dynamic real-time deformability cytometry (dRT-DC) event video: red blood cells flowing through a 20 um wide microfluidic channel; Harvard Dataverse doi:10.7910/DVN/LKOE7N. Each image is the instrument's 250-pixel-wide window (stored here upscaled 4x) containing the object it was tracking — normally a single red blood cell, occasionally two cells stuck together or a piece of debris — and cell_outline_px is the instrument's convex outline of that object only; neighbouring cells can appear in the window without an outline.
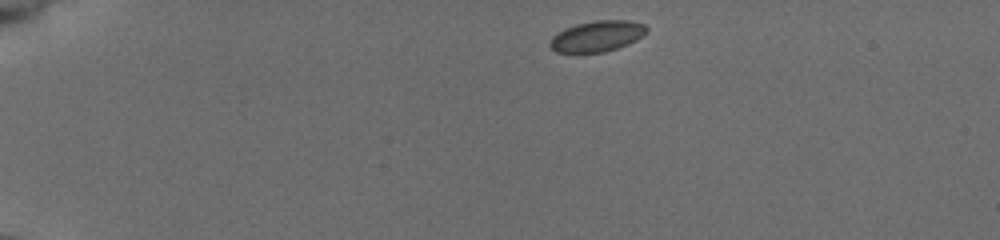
{"species": "common noctule bat (a hibernating species)", "species_latin": "Nyctalus noctula", "temperature_condition": "cold", "stored_images_in_passage": 44, "camera_frame_rate_fps": 3000, "um_per_image_px": 0.085, "animal": {"sex": "female", "body_mass_g": 19.5, "forearm_length_mm": 54.1}, "frame": {"image": 1, "passage_image": 1, "time_ms": 0.0, "image_size_px": [1000, 240], "cell_outline_px": [[648, 32], [636, 40], [628, 44], [604, 52], [556, 52], [548, 44], [552, 36], [564, 28], [576, 24], [596, 20], [628, 20], [644, 24], [648, 28]], "centroid_in_image_um": [50.76, 3.06], "position_along_channel_um": 34.2, "area_um2": 17.4}}
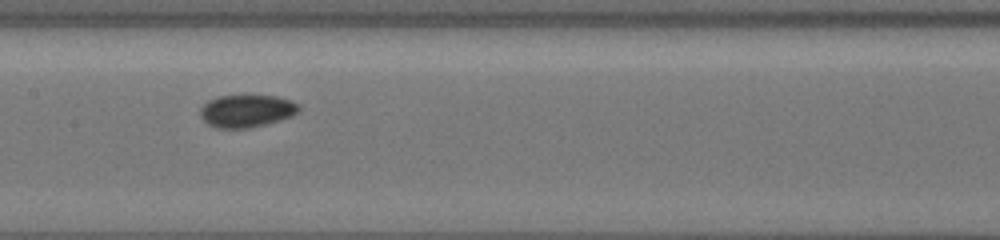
{"frame": {"image": 2, "passage_image": 19, "time_ms": 6.0, "image_size_px": [1000, 240], "cell_outline_px": [[300, 112], [292, 116], [280, 120], [264, 124], [244, 128], [220, 128], [208, 124], [200, 116], [200, 108], [208, 100], [220, 96], [276, 96], [292, 100], [300, 104]], "centroid_in_image_um": [21.0, 9.42], "position_along_channel_um": 186.4, "area_um2": 18.61}}
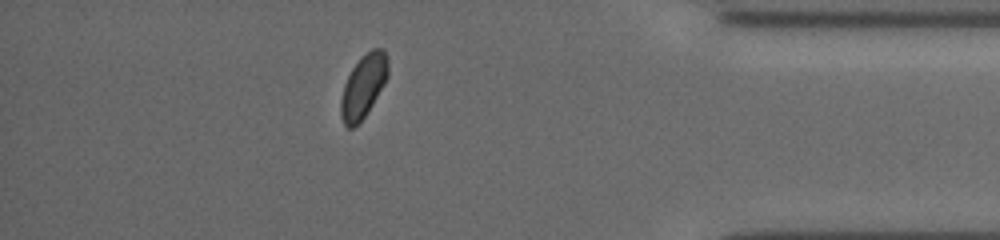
{"frame": {"image": 3, "passage_image": 38, "time_ms": 12.333, "image_size_px": [1000, 240], "cell_outline_px": [[388, 76], [384, 84], [372, 104], [364, 116], [352, 128], [348, 128], [344, 124], [340, 116], [340, 100], [344, 84], [352, 68], [372, 48], [384, 48], [388, 60]], "centroid_in_image_um": [30.88, 7.32], "position_along_channel_um": 404.3, "area_um2": 17.05}, "authors_computed_cell_mechanics": {"area_um2": 17.6868, "velocity_mm_per_s": 3.8597, "shape_relaxation_time_tau1_ms": null, "shape_relaxation_time_tau2_ms": 4.0455, "deformation_change_tau1": null, "deformation_change_tau2": 0.0482}}